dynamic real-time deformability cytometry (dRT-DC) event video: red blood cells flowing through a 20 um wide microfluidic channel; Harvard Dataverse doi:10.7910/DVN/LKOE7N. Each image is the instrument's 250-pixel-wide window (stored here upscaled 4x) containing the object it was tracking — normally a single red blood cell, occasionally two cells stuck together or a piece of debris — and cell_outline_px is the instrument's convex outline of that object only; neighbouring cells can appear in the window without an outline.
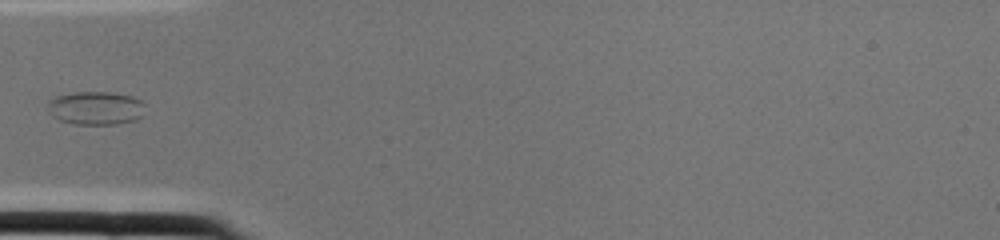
{"species": "common noctule bat (a hibernating species)", "species_latin": "Nyctalus noctula", "temperature_condition": "cold", "stored_images_in_passage": 2, "camera_frame_rate_fps": 3000, "um_per_image_px": 0.085, "animal": {"sex": "female", "body_mass_g": 22.0, "forearm_length_mm": 56.7}, "frame": {"image": 1, "passage_image": 2, "time_ms": 0.333, "image_size_px": [1000, 240], "cell_outline_px": [[144, 116], [136, 120], [116, 124], [72, 124], [60, 120], [52, 116], [48, 112], [48, 100], [56, 96], [72, 92], [112, 92], [132, 96], [140, 100], [144, 104]], "centroid_in_image_um": [8.14, 9.18], "position_along_channel_um": 76.9, "area_um2": 19.25}}